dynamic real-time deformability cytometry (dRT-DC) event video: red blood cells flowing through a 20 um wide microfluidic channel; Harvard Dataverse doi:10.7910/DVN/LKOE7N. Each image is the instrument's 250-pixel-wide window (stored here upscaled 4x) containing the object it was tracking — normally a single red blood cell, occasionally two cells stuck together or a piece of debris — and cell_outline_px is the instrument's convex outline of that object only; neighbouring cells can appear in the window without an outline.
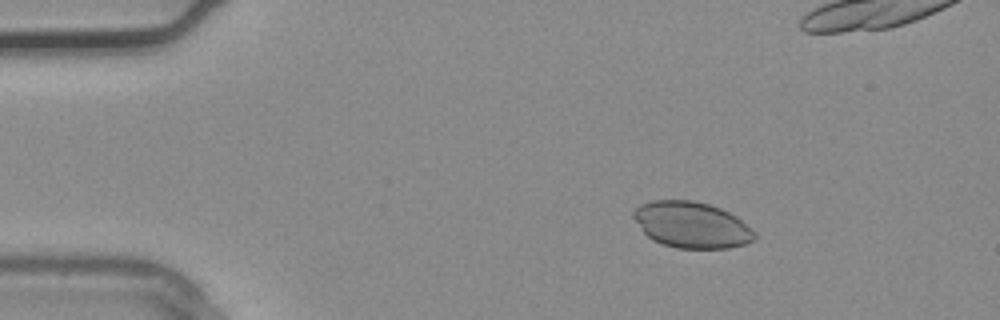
{"species": "common noctule bat (a hibernating species)", "species_latin": "Nyctalus noctula", "temperature_condition": "warm", "stored_images_in_passage": 3, "camera_frame_rate_fps": 3000, "um_per_image_px": 0.085, "animal": {"sex": "male", "body_mass_g": 20.4}, "frame": {"image": 1, "passage_image": 1, "time_ms": 0.0, "image_size_px": [1000, 320], "cell_outline_px": [[756, 240], [744, 244], [728, 248], [676, 248], [652, 240], [644, 232], [632, 216], [632, 212], [640, 204], [652, 200], [692, 200], [708, 204], [720, 208], [736, 216], [752, 228], [756, 232]], "centroid_in_image_um": [58.8, 19.11], "position_along_channel_um": 26.2, "area_um2": 32.6}}